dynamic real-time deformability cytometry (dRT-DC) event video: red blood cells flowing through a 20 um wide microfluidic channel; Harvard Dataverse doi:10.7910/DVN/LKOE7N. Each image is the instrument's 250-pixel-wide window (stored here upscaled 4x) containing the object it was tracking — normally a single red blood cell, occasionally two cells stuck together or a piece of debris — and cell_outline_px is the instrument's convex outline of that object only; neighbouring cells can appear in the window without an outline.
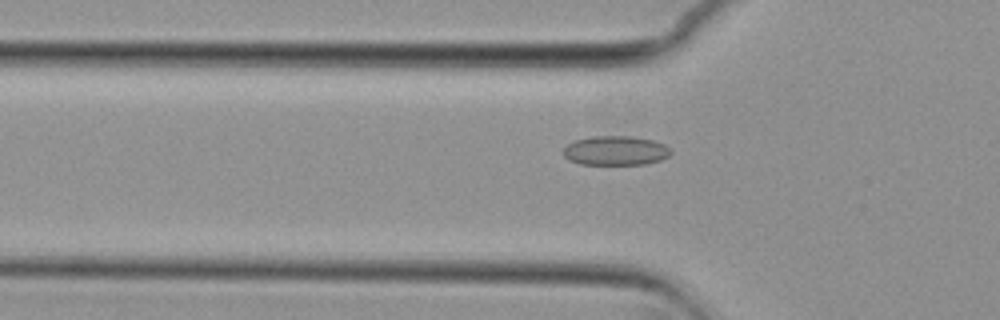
{"species": "common noctule bat (a hibernating species)", "species_latin": "Nyctalus noctula", "temperature_condition": "cold", "stored_images_in_passage": 49, "camera_frame_rate_fps": 3000, "um_per_image_px": 0.085, "animal": {"sex": "female", "body_mass_g": 29.2, "forearm_length_mm": 56.3}, "frame": {"image": 1, "passage_image": 12, "time_ms": 3.667, "image_size_px": [1000, 320], "cell_outline_px": [[672, 152], [668, 156], [660, 160], [644, 164], [580, 164], [568, 160], [564, 156], [564, 148], [568, 144], [576, 140], [592, 136], [628, 136], [652, 140], [664, 144]], "centroid_in_image_um": [52.31, 12.8], "position_along_channel_um": 73.5, "area_um2": 18.21}}
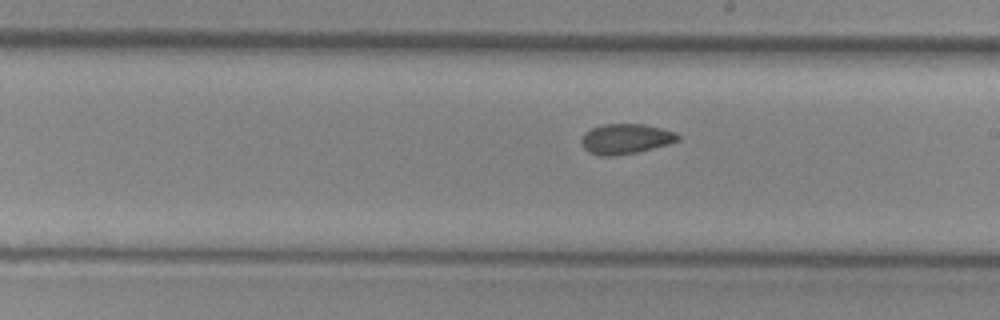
{"frame": {"image": 2, "passage_image": 25, "time_ms": 8.0, "image_size_px": [1000, 320], "cell_outline_px": [[680, 140], [668, 144], [636, 152], [616, 156], [600, 156], [588, 152], [584, 148], [580, 140], [584, 132], [592, 128], [604, 124], [644, 124], [676, 132], [680, 136]], "centroid_in_image_um": [53.16, 11.81], "position_along_channel_um": 235.8, "area_um2": 16.99}}
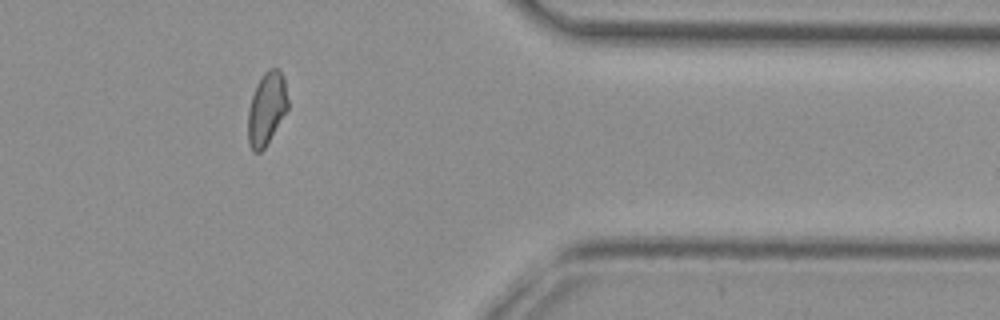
{"frame": {"image": 3, "passage_image": 39, "time_ms": 12.667, "image_size_px": [1000, 320], "cell_outline_px": [[288, 108], [264, 148], [260, 152], [252, 152], [248, 144], [248, 108], [256, 84], [260, 76], [268, 68], [280, 68], [284, 80], [288, 100]], "centroid_in_image_um": [22.64, 9.2], "position_along_channel_um": 388.8, "area_um2": 16.94}, "authors_computed_cell_mechanics": {"area_um2": 17.2244, "velocity_mm_per_s": 3.7385, "shape_relaxation_time_tau1_ms": null, "shape_relaxation_time_tau2_ms": 2.4535, "deformation_change_tau1": null, "deformation_change_tau2": 0.056}}